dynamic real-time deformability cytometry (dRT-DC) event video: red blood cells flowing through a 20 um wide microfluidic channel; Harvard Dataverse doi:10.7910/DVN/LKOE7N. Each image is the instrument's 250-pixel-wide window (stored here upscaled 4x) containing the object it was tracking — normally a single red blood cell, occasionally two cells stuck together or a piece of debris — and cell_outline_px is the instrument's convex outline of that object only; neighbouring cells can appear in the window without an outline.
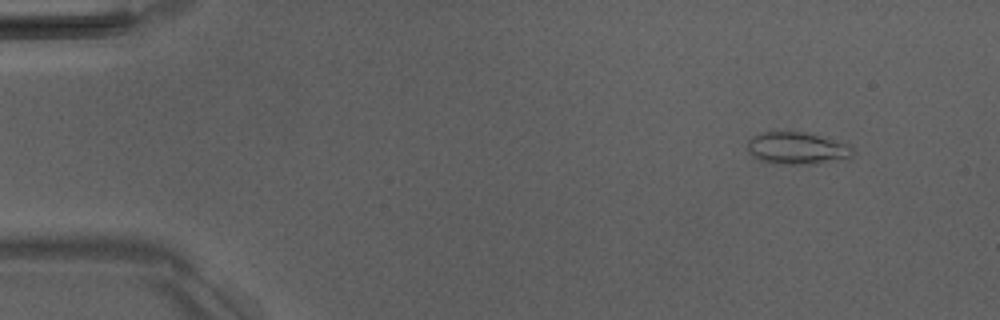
{"species": "Egyptian fruit bat (a non-hibernating species)", "species_latin": "Rousettus aegyptiacus", "temperature_condition": "room temperature", "stored_images_in_passage": 4, "camera_frame_rate_fps": 3000, "um_per_image_px": 0.085, "animal": {"sex": "male"}, "frame": {"image": 1, "passage_image": 2, "time_ms": 1.333, "image_size_px": [1000, 320], "cell_outline_px": [[852, 156], [808, 164], [780, 164], [764, 160], [748, 152], [748, 140], [752, 136], [760, 132], [800, 132], [848, 144], [852, 148]], "centroid_in_image_um": [67.68, 12.59], "position_along_channel_um": 17.3, "area_um2": 18.84}}